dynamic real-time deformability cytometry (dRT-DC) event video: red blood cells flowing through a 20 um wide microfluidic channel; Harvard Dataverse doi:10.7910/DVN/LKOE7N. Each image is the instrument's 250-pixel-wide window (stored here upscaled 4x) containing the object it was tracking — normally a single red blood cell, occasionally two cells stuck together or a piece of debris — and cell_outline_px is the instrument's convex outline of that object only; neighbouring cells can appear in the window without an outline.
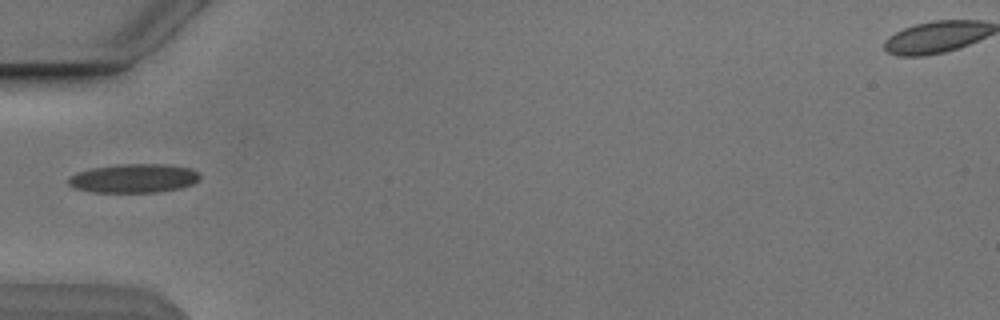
{"species": "Egyptian fruit bat (a non-hibernating species)", "species_latin": "Rousettus aegyptiacus", "temperature_condition": "cold", "stored_images_in_passage": 4, "camera_frame_rate_fps": 3000, "um_per_image_px": 0.085, "animal": {"sex": "male"}, "frame": {"image": 1, "passage_image": 4, "time_ms": 4.333, "image_size_px": [1000, 320], "cell_outline_px": [[200, 180], [192, 184], [180, 188], [156, 192], [92, 192], [72, 188], [68, 184], [68, 176], [76, 172], [92, 168], [116, 164], [164, 164], [188, 168], [196, 172], [200, 176]], "centroid_in_image_um": [11.31, 15.16], "position_along_channel_um": 73.7, "area_um2": 22.2}}